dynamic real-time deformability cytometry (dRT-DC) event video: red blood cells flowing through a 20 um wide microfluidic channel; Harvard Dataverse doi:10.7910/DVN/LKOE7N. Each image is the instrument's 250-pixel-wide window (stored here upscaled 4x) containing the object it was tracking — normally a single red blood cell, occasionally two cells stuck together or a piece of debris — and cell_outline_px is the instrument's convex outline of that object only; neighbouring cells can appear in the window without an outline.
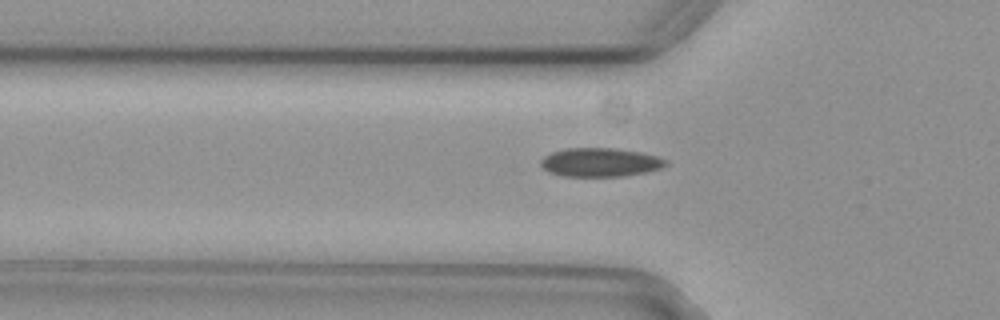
{"species": "common noctule bat (a hibernating species)", "species_latin": "Nyctalus noctula", "temperature_condition": "cold", "stored_images_in_passage": 40, "camera_frame_rate_fps": 3000, "um_per_image_px": 0.085, "animal": {"sex": "female", "body_mass_g": 29.2, "forearm_length_mm": 56.3}, "frame": {"image": 1, "passage_image": 6, "time_ms": 1.667, "image_size_px": [1000, 320], "cell_outline_px": [[668, 164], [660, 168], [648, 172], [624, 176], [560, 176], [548, 172], [540, 164], [540, 160], [544, 156], [552, 152], [564, 148], [616, 148], [644, 152], [668, 160]], "centroid_in_image_um": [51.03, 13.79], "position_along_channel_um": 74.8, "area_um2": 21.21}}
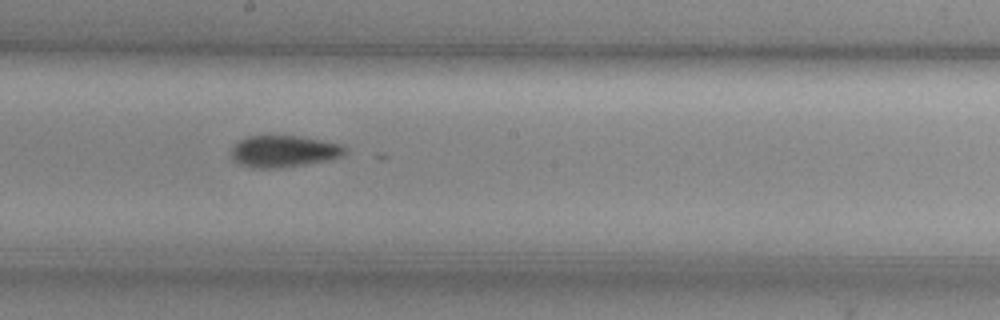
{"frame": {"image": 2, "passage_image": 18, "time_ms": 5.667, "image_size_px": [1000, 320], "cell_outline_px": [[348, 152], [344, 156], [332, 160], [280, 168], [252, 168], [240, 164], [232, 160], [232, 148], [240, 140], [248, 136], [300, 136], [340, 144], [348, 148]], "centroid_in_image_um": [24.18, 12.87], "position_along_channel_um": 224.0, "area_um2": 21.21}}
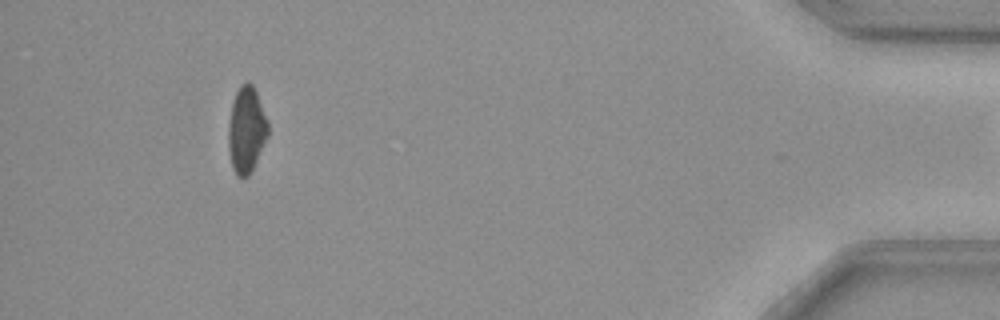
{"frame": {"image": 3, "passage_image": 39, "time_ms": 12.667, "image_size_px": [1000, 320], "cell_outline_px": [[268, 136], [248, 176], [236, 176], [232, 168], [228, 148], [228, 124], [232, 100], [240, 84], [248, 80], [252, 84], [256, 92], [268, 120]], "centroid_in_image_um": [20.92, 10.99], "position_along_channel_um": 414.3, "area_um2": 19.94}}